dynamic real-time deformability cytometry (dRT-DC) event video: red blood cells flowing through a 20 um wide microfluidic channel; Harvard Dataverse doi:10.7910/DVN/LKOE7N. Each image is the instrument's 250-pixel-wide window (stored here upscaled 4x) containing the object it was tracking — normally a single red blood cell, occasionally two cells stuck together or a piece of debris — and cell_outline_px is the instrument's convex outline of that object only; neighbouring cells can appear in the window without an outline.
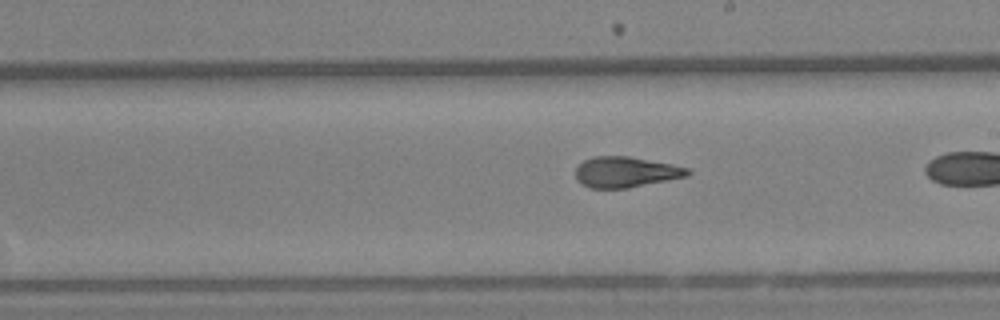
{"species": "Egyptian fruit bat (a non-hibernating species)", "species_latin": "Rousettus aegyptiacus", "temperature_condition": "warm", "stored_images_in_passage": 43, "camera_frame_rate_fps": 3000, "um_per_image_px": 0.085, "animal": {"sex": "female"}, "frame": {"image": 1, "passage_image": 31, "time_ms": 10.0, "image_size_px": [1000, 320], "cell_outline_px": [[692, 172], [688, 176], [628, 188], [588, 188], [580, 184], [576, 180], [576, 168], [584, 160], [592, 156], [628, 156], [672, 164], [688, 168]], "centroid_in_image_um": [53.17, 14.63], "position_along_channel_um": 235.8, "area_um2": 20.11}}